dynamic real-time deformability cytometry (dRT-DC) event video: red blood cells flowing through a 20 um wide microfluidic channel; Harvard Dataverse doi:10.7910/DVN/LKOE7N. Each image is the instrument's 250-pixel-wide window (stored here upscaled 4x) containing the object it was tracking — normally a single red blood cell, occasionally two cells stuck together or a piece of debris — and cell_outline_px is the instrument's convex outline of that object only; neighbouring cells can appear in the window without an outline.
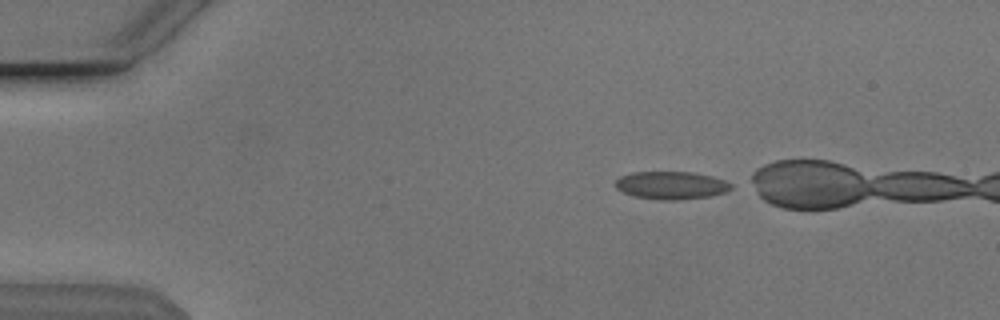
{"species": "Egyptian fruit bat (a non-hibernating species)", "species_latin": "Rousettus aegyptiacus", "temperature_condition": "cold", "stored_images_in_passage": 9, "camera_frame_rate_fps": 3000, "um_per_image_px": 0.085, "animal": {"sex": "male"}, "frame": {"image": 1, "passage_image": 1, "time_ms": 0.0, "image_size_px": [1000, 320], "cell_outline_px": [[732, 188], [724, 192], [708, 196], [676, 200], [660, 200], [636, 196], [624, 192], [616, 188], [616, 180], [620, 176], [632, 172], [692, 172], [712, 176], [724, 180], [732, 184]], "centroid_in_image_um": [57.05, 15.74], "position_along_channel_um": 27.9, "area_um2": 18.55}}